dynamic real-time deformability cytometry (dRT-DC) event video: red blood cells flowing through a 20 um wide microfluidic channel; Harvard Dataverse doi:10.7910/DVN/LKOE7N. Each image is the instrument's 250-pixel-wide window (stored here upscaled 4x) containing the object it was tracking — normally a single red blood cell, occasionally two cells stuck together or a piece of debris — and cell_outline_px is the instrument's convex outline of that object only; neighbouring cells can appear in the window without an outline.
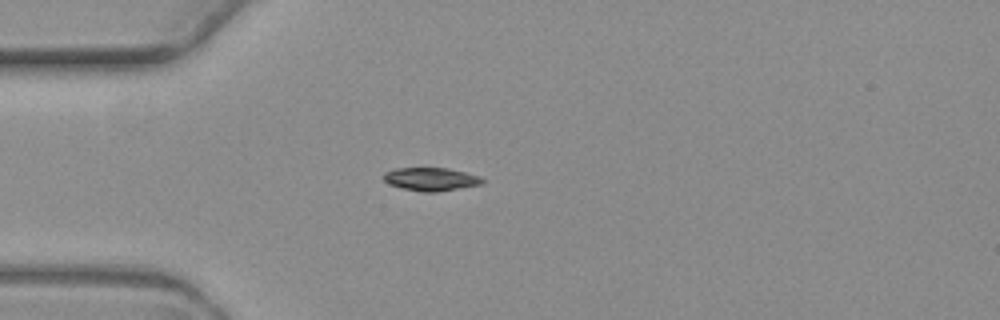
{"species": "common noctule bat (a hibernating species)", "species_latin": "Nyctalus noctula", "temperature_condition": "warm", "stored_images_in_passage": 5, "camera_frame_rate_fps": 3000, "um_per_image_px": 0.085, "animal": {"sex": "female", "body_mass_g": 19.3, "forearm_length_mm": 54.1}, "frame": {"image": 1, "passage_image": 2, "time_ms": 1.333, "image_size_px": [1000, 320], "cell_outline_px": [[484, 184], [436, 192], [420, 192], [388, 184], [384, 180], [384, 172], [396, 168], [448, 168], [480, 176], [484, 180]], "centroid_in_image_um": [36.64, 15.23], "position_along_channel_um": 48.4, "area_um2": 13.35}}
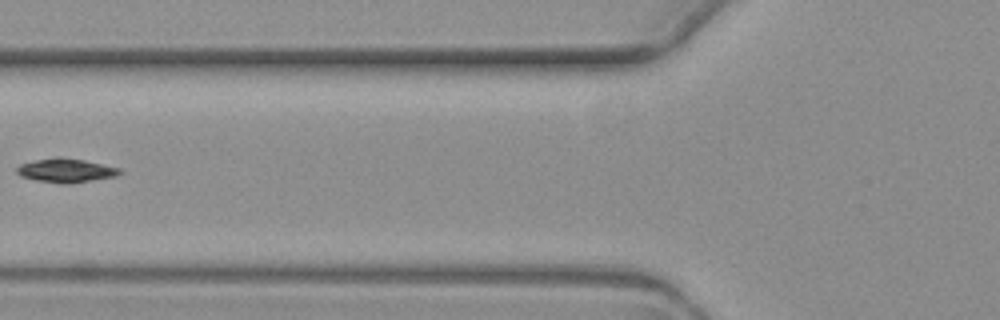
{"frame": {"image": 2, "passage_image": 4, "time_ms": 3.667, "image_size_px": [1000, 320], "cell_outline_px": [[124, 172], [116, 176], [72, 184], [64, 184], [36, 180], [20, 176], [16, 172], [16, 168], [20, 164], [36, 160], [56, 156], [84, 160], [120, 168]], "centroid_in_image_um": [5.61, 14.49], "position_along_channel_um": 120.2, "area_um2": 14.45}}
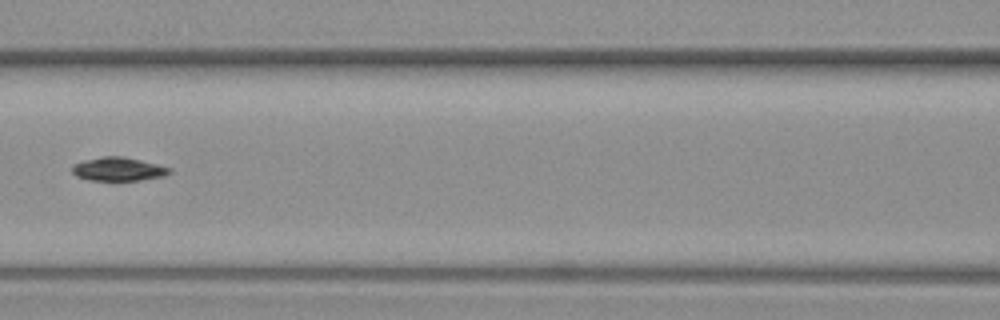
{"frame": {"image": 3, "passage_image": 5, "time_ms": 4.667, "image_size_px": [1000, 320], "cell_outline_px": [[172, 172], [164, 176], [140, 180], [88, 180], [76, 176], [72, 172], [72, 168], [76, 164], [84, 160], [104, 156], [124, 156], [172, 168]], "centroid_in_image_um": [10.08, 14.37], "position_along_channel_um": 156.5, "area_um2": 13.29}}